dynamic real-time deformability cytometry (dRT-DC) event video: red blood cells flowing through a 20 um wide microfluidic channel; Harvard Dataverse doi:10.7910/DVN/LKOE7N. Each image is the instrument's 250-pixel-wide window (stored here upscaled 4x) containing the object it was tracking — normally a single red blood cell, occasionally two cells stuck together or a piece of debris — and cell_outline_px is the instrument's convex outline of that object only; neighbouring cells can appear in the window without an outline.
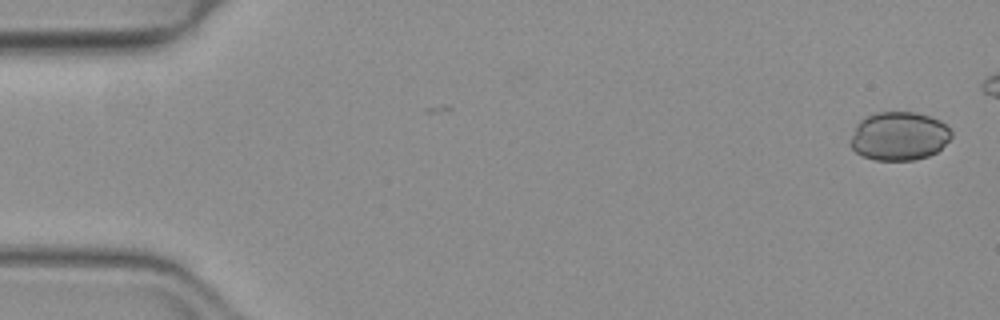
{"species": "common noctule bat (a hibernating species)", "species_latin": "Nyctalus noctula", "temperature_condition": "warm", "stored_images_in_passage": 3, "camera_frame_rate_fps": 3000, "um_per_image_px": 0.085, "animal": {"sex": "female", "body_mass_g": 19.3, "forearm_length_mm": 54.1}, "frame": {"image": 1, "passage_image": 1, "time_ms": 0.0, "image_size_px": [1000, 320], "cell_outline_px": [[952, 136], [936, 152], [928, 156], [912, 160], [876, 160], [864, 156], [856, 152], [848, 144], [856, 124], [864, 116], [876, 112], [916, 112], [940, 120], [952, 132]], "centroid_in_image_um": [76.38, 11.56], "position_along_channel_um": 8.6, "area_um2": 28.61}}